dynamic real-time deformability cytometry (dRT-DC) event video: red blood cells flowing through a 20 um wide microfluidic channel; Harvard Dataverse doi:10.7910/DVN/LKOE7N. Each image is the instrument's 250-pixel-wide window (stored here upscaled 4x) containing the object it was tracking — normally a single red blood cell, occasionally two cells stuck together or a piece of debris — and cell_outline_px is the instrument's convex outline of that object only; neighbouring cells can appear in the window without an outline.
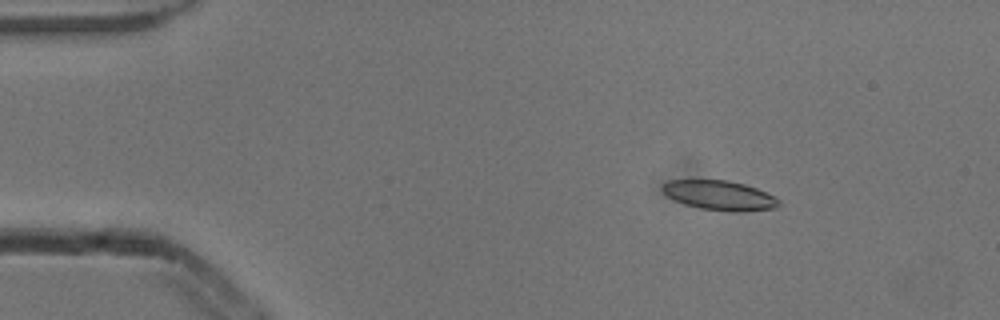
{"species": "common noctule bat (a hibernating species)", "species_latin": "Nyctalus noctula", "temperature_condition": "cold", "stored_images_in_passage": 4, "camera_frame_rate_fps": 3000, "um_per_image_px": 0.085, "animal": {"sex": "male", "body_mass_g": 13.3}, "frame": {"image": 1, "passage_image": 2, "time_ms": 0.333, "image_size_px": [1000, 320], "cell_outline_px": [[780, 204], [776, 208], [744, 212], [732, 212], [700, 208], [684, 204], [668, 196], [660, 188], [668, 180], [728, 180], [744, 184], [756, 188], [776, 196], [780, 200]], "centroid_in_image_um": [61.21, 16.61], "position_along_channel_um": 23.8, "area_um2": 20.17}}